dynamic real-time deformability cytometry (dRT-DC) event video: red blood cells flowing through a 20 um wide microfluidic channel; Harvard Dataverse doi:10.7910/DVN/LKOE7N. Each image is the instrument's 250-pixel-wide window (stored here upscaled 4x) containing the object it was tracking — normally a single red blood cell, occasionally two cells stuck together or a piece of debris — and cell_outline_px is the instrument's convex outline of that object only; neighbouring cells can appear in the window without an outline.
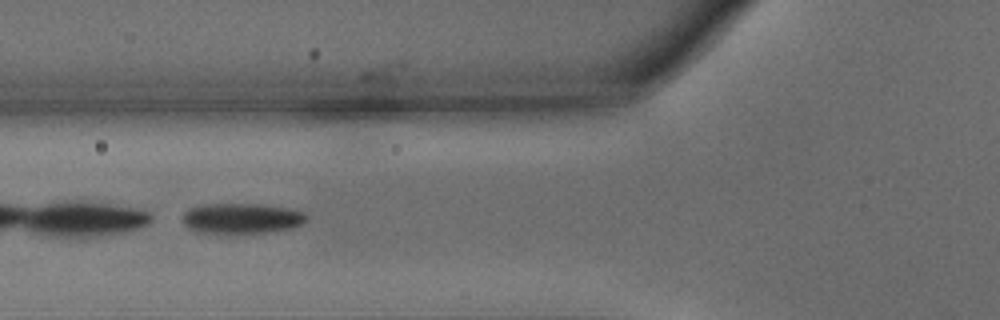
{"species": "common noctule bat (a hibernating species)", "species_latin": "Nyctalus noctula", "temperature_condition": "warm", "stored_images_in_passage": 51, "camera_frame_rate_fps": 3000, "um_per_image_px": 0.085, "animal": {"sex": "male", "body_mass_g": 15.6}, "frame": {"image": 1, "passage_image": 20, "time_ms": 6.333, "image_size_px": [1000, 320], "cell_outline_px": [[308, 216], [304, 224], [288, 228], [264, 232], [232, 236], [196, 232], [188, 228], [184, 224], [184, 212], [188, 208], [204, 204], [256, 204], [288, 208], [304, 212]], "centroid_in_image_um": [20.49, 18.6], "position_along_channel_um": 105.3, "area_um2": 22.54}}
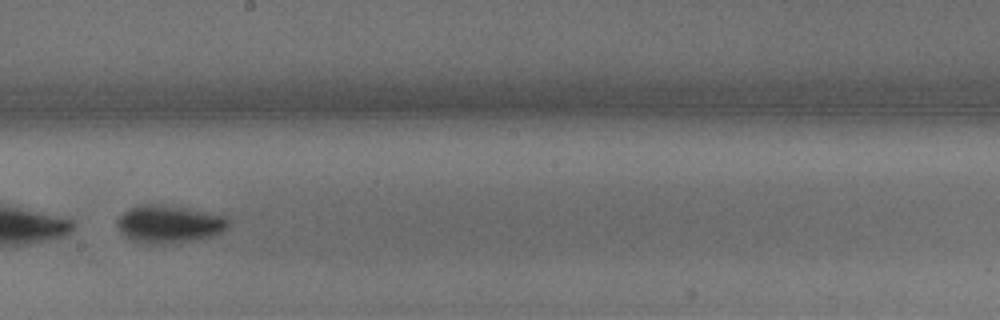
{"frame": {"image": 2, "passage_image": 30, "time_ms": 9.667, "image_size_px": [1000, 320], "cell_outline_px": [[228, 224], [220, 232], [212, 236], [192, 240], [164, 244], [148, 244], [132, 240], [124, 236], [116, 228], [116, 220], [128, 208], [140, 204], [156, 204], [228, 216]], "centroid_in_image_um": [14.29, 19.05], "position_along_channel_um": 233.9, "area_um2": 24.16}}
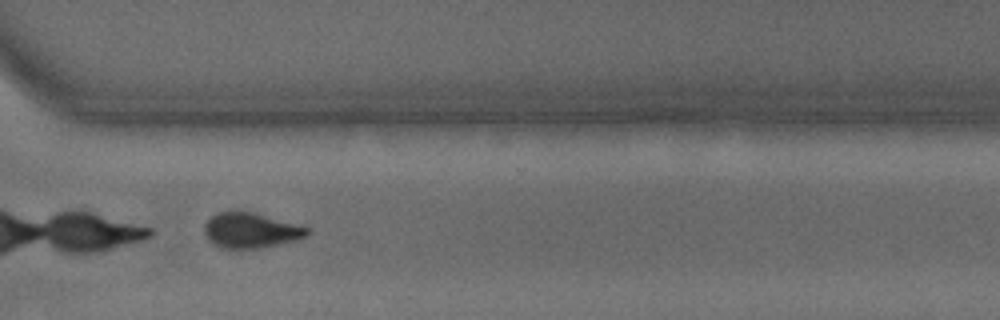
{"frame": {"image": 3, "passage_image": 39, "time_ms": 12.667, "image_size_px": [1000, 320], "cell_outline_px": [[312, 232], [308, 236], [296, 240], [260, 248], [220, 248], [212, 244], [208, 240], [204, 232], [204, 224], [212, 216], [220, 212], [252, 212], [300, 224], [308, 228]], "centroid_in_image_um": [21.35, 19.59], "position_along_channel_um": 349.3, "area_um2": 21.15}}